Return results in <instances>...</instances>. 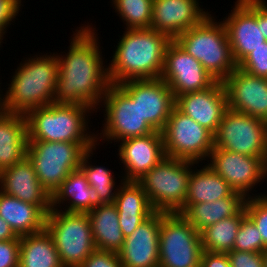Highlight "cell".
I'll return each instance as SVG.
<instances>
[{
	"mask_svg": "<svg viewBox=\"0 0 267 267\" xmlns=\"http://www.w3.org/2000/svg\"><path fill=\"white\" fill-rule=\"evenodd\" d=\"M220 19L237 66L267 40L262 31V0H236Z\"/></svg>",
	"mask_w": 267,
	"mask_h": 267,
	"instance_id": "obj_14",
	"label": "cell"
},
{
	"mask_svg": "<svg viewBox=\"0 0 267 267\" xmlns=\"http://www.w3.org/2000/svg\"><path fill=\"white\" fill-rule=\"evenodd\" d=\"M166 157L207 162L214 148V134L176 106L162 131Z\"/></svg>",
	"mask_w": 267,
	"mask_h": 267,
	"instance_id": "obj_11",
	"label": "cell"
},
{
	"mask_svg": "<svg viewBox=\"0 0 267 267\" xmlns=\"http://www.w3.org/2000/svg\"><path fill=\"white\" fill-rule=\"evenodd\" d=\"M119 86L136 102L142 116L156 131L162 132L176 106L168 84L161 78L128 80Z\"/></svg>",
	"mask_w": 267,
	"mask_h": 267,
	"instance_id": "obj_16",
	"label": "cell"
},
{
	"mask_svg": "<svg viewBox=\"0 0 267 267\" xmlns=\"http://www.w3.org/2000/svg\"><path fill=\"white\" fill-rule=\"evenodd\" d=\"M96 149L98 150L100 147L96 145L84 153L79 168L86 175L89 186L95 192L96 205L114 203L118 188L124 180L118 174L117 177L114 174L115 171H111L112 169H109V167L102 166L99 162L98 165L96 164L95 159H92L95 157Z\"/></svg>",
	"mask_w": 267,
	"mask_h": 267,
	"instance_id": "obj_30",
	"label": "cell"
},
{
	"mask_svg": "<svg viewBox=\"0 0 267 267\" xmlns=\"http://www.w3.org/2000/svg\"><path fill=\"white\" fill-rule=\"evenodd\" d=\"M217 17L213 12L210 13L174 40L197 59L213 78L223 82L235 71L237 64L231 53L224 24Z\"/></svg>",
	"mask_w": 267,
	"mask_h": 267,
	"instance_id": "obj_5",
	"label": "cell"
},
{
	"mask_svg": "<svg viewBox=\"0 0 267 267\" xmlns=\"http://www.w3.org/2000/svg\"><path fill=\"white\" fill-rule=\"evenodd\" d=\"M118 214H119V225L124 237L126 238L153 213L118 212Z\"/></svg>",
	"mask_w": 267,
	"mask_h": 267,
	"instance_id": "obj_41",
	"label": "cell"
},
{
	"mask_svg": "<svg viewBox=\"0 0 267 267\" xmlns=\"http://www.w3.org/2000/svg\"><path fill=\"white\" fill-rule=\"evenodd\" d=\"M206 163L235 192L243 194L246 198L267 195L266 190L258 189L265 181L264 186L267 185V157L246 156L225 149L213 148Z\"/></svg>",
	"mask_w": 267,
	"mask_h": 267,
	"instance_id": "obj_12",
	"label": "cell"
},
{
	"mask_svg": "<svg viewBox=\"0 0 267 267\" xmlns=\"http://www.w3.org/2000/svg\"><path fill=\"white\" fill-rule=\"evenodd\" d=\"M19 267H64L46 228L20 236Z\"/></svg>",
	"mask_w": 267,
	"mask_h": 267,
	"instance_id": "obj_29",
	"label": "cell"
},
{
	"mask_svg": "<svg viewBox=\"0 0 267 267\" xmlns=\"http://www.w3.org/2000/svg\"><path fill=\"white\" fill-rule=\"evenodd\" d=\"M200 267H231L227 253L203 251Z\"/></svg>",
	"mask_w": 267,
	"mask_h": 267,
	"instance_id": "obj_42",
	"label": "cell"
},
{
	"mask_svg": "<svg viewBox=\"0 0 267 267\" xmlns=\"http://www.w3.org/2000/svg\"><path fill=\"white\" fill-rule=\"evenodd\" d=\"M191 161L165 157L137 182L155 211L179 213L184 208Z\"/></svg>",
	"mask_w": 267,
	"mask_h": 267,
	"instance_id": "obj_8",
	"label": "cell"
},
{
	"mask_svg": "<svg viewBox=\"0 0 267 267\" xmlns=\"http://www.w3.org/2000/svg\"><path fill=\"white\" fill-rule=\"evenodd\" d=\"M20 239L0 241V267H19Z\"/></svg>",
	"mask_w": 267,
	"mask_h": 267,
	"instance_id": "obj_40",
	"label": "cell"
},
{
	"mask_svg": "<svg viewBox=\"0 0 267 267\" xmlns=\"http://www.w3.org/2000/svg\"><path fill=\"white\" fill-rule=\"evenodd\" d=\"M4 79L3 77H0V116L5 112L4 111V107H3V93H2V89L1 87H4L5 85H1L2 84V80Z\"/></svg>",
	"mask_w": 267,
	"mask_h": 267,
	"instance_id": "obj_45",
	"label": "cell"
},
{
	"mask_svg": "<svg viewBox=\"0 0 267 267\" xmlns=\"http://www.w3.org/2000/svg\"><path fill=\"white\" fill-rule=\"evenodd\" d=\"M262 31L267 40V0H262Z\"/></svg>",
	"mask_w": 267,
	"mask_h": 267,
	"instance_id": "obj_44",
	"label": "cell"
},
{
	"mask_svg": "<svg viewBox=\"0 0 267 267\" xmlns=\"http://www.w3.org/2000/svg\"><path fill=\"white\" fill-rule=\"evenodd\" d=\"M238 67L249 74L267 78V41L253 50Z\"/></svg>",
	"mask_w": 267,
	"mask_h": 267,
	"instance_id": "obj_37",
	"label": "cell"
},
{
	"mask_svg": "<svg viewBox=\"0 0 267 267\" xmlns=\"http://www.w3.org/2000/svg\"><path fill=\"white\" fill-rule=\"evenodd\" d=\"M45 228L53 238L64 267H79L96 250L87 213L51 208Z\"/></svg>",
	"mask_w": 267,
	"mask_h": 267,
	"instance_id": "obj_9",
	"label": "cell"
},
{
	"mask_svg": "<svg viewBox=\"0 0 267 267\" xmlns=\"http://www.w3.org/2000/svg\"><path fill=\"white\" fill-rule=\"evenodd\" d=\"M243 208L237 215L224 218L200 232L203 251L229 253L234 248L241 221L246 217Z\"/></svg>",
	"mask_w": 267,
	"mask_h": 267,
	"instance_id": "obj_31",
	"label": "cell"
},
{
	"mask_svg": "<svg viewBox=\"0 0 267 267\" xmlns=\"http://www.w3.org/2000/svg\"><path fill=\"white\" fill-rule=\"evenodd\" d=\"M94 113L80 104L55 102L30 110L25 115L28 141L96 143Z\"/></svg>",
	"mask_w": 267,
	"mask_h": 267,
	"instance_id": "obj_4",
	"label": "cell"
},
{
	"mask_svg": "<svg viewBox=\"0 0 267 267\" xmlns=\"http://www.w3.org/2000/svg\"><path fill=\"white\" fill-rule=\"evenodd\" d=\"M95 206V192L80 168L72 171L51 196V208L66 212L88 213Z\"/></svg>",
	"mask_w": 267,
	"mask_h": 267,
	"instance_id": "obj_24",
	"label": "cell"
},
{
	"mask_svg": "<svg viewBox=\"0 0 267 267\" xmlns=\"http://www.w3.org/2000/svg\"><path fill=\"white\" fill-rule=\"evenodd\" d=\"M228 108L267 122V78L236 67L223 81Z\"/></svg>",
	"mask_w": 267,
	"mask_h": 267,
	"instance_id": "obj_18",
	"label": "cell"
},
{
	"mask_svg": "<svg viewBox=\"0 0 267 267\" xmlns=\"http://www.w3.org/2000/svg\"><path fill=\"white\" fill-rule=\"evenodd\" d=\"M233 250L257 253L266 250L259 230L248 216L241 221Z\"/></svg>",
	"mask_w": 267,
	"mask_h": 267,
	"instance_id": "obj_34",
	"label": "cell"
},
{
	"mask_svg": "<svg viewBox=\"0 0 267 267\" xmlns=\"http://www.w3.org/2000/svg\"><path fill=\"white\" fill-rule=\"evenodd\" d=\"M262 254H263L264 267H267V249Z\"/></svg>",
	"mask_w": 267,
	"mask_h": 267,
	"instance_id": "obj_46",
	"label": "cell"
},
{
	"mask_svg": "<svg viewBox=\"0 0 267 267\" xmlns=\"http://www.w3.org/2000/svg\"><path fill=\"white\" fill-rule=\"evenodd\" d=\"M109 3L123 21V29L150 28L153 0H110Z\"/></svg>",
	"mask_w": 267,
	"mask_h": 267,
	"instance_id": "obj_32",
	"label": "cell"
},
{
	"mask_svg": "<svg viewBox=\"0 0 267 267\" xmlns=\"http://www.w3.org/2000/svg\"><path fill=\"white\" fill-rule=\"evenodd\" d=\"M27 142L25 115L4 112L0 116V171L26 156Z\"/></svg>",
	"mask_w": 267,
	"mask_h": 267,
	"instance_id": "obj_25",
	"label": "cell"
},
{
	"mask_svg": "<svg viewBox=\"0 0 267 267\" xmlns=\"http://www.w3.org/2000/svg\"><path fill=\"white\" fill-rule=\"evenodd\" d=\"M176 107L199 125L215 134L225 111L228 109L227 94L223 82L216 81L207 89L178 96Z\"/></svg>",
	"mask_w": 267,
	"mask_h": 267,
	"instance_id": "obj_20",
	"label": "cell"
},
{
	"mask_svg": "<svg viewBox=\"0 0 267 267\" xmlns=\"http://www.w3.org/2000/svg\"><path fill=\"white\" fill-rule=\"evenodd\" d=\"M244 209L259 230L267 249V195L247 198Z\"/></svg>",
	"mask_w": 267,
	"mask_h": 267,
	"instance_id": "obj_35",
	"label": "cell"
},
{
	"mask_svg": "<svg viewBox=\"0 0 267 267\" xmlns=\"http://www.w3.org/2000/svg\"><path fill=\"white\" fill-rule=\"evenodd\" d=\"M233 192L229 184L209 164L191 161V174L185 203L214 202L229 197Z\"/></svg>",
	"mask_w": 267,
	"mask_h": 267,
	"instance_id": "obj_27",
	"label": "cell"
},
{
	"mask_svg": "<svg viewBox=\"0 0 267 267\" xmlns=\"http://www.w3.org/2000/svg\"><path fill=\"white\" fill-rule=\"evenodd\" d=\"M246 199L243 194L234 191L229 197L214 202L184 203V208L179 213L196 231L201 232L207 226L237 215L245 207Z\"/></svg>",
	"mask_w": 267,
	"mask_h": 267,
	"instance_id": "obj_23",
	"label": "cell"
},
{
	"mask_svg": "<svg viewBox=\"0 0 267 267\" xmlns=\"http://www.w3.org/2000/svg\"><path fill=\"white\" fill-rule=\"evenodd\" d=\"M94 146L96 143L28 141L26 156L52 196L67 176L79 169L84 153Z\"/></svg>",
	"mask_w": 267,
	"mask_h": 267,
	"instance_id": "obj_7",
	"label": "cell"
},
{
	"mask_svg": "<svg viewBox=\"0 0 267 267\" xmlns=\"http://www.w3.org/2000/svg\"><path fill=\"white\" fill-rule=\"evenodd\" d=\"M201 0H153L151 26L172 40L199 24L212 11ZM201 3V5H200ZM200 5V6H199Z\"/></svg>",
	"mask_w": 267,
	"mask_h": 267,
	"instance_id": "obj_19",
	"label": "cell"
},
{
	"mask_svg": "<svg viewBox=\"0 0 267 267\" xmlns=\"http://www.w3.org/2000/svg\"><path fill=\"white\" fill-rule=\"evenodd\" d=\"M227 255L231 267H264L262 253L232 250Z\"/></svg>",
	"mask_w": 267,
	"mask_h": 267,
	"instance_id": "obj_39",
	"label": "cell"
},
{
	"mask_svg": "<svg viewBox=\"0 0 267 267\" xmlns=\"http://www.w3.org/2000/svg\"><path fill=\"white\" fill-rule=\"evenodd\" d=\"M16 67L5 84L8 87L1 88L5 112L26 115L54 102L59 73L56 52L46 50L23 56Z\"/></svg>",
	"mask_w": 267,
	"mask_h": 267,
	"instance_id": "obj_3",
	"label": "cell"
},
{
	"mask_svg": "<svg viewBox=\"0 0 267 267\" xmlns=\"http://www.w3.org/2000/svg\"><path fill=\"white\" fill-rule=\"evenodd\" d=\"M0 191L38 206L46 215L51 211V195L38 180L27 156L0 171Z\"/></svg>",
	"mask_w": 267,
	"mask_h": 267,
	"instance_id": "obj_21",
	"label": "cell"
},
{
	"mask_svg": "<svg viewBox=\"0 0 267 267\" xmlns=\"http://www.w3.org/2000/svg\"><path fill=\"white\" fill-rule=\"evenodd\" d=\"M108 63L111 84L161 77L165 50L172 39L152 28L124 29Z\"/></svg>",
	"mask_w": 267,
	"mask_h": 267,
	"instance_id": "obj_2",
	"label": "cell"
},
{
	"mask_svg": "<svg viewBox=\"0 0 267 267\" xmlns=\"http://www.w3.org/2000/svg\"><path fill=\"white\" fill-rule=\"evenodd\" d=\"M160 211H155L128 237L118 252L122 267H159Z\"/></svg>",
	"mask_w": 267,
	"mask_h": 267,
	"instance_id": "obj_22",
	"label": "cell"
},
{
	"mask_svg": "<svg viewBox=\"0 0 267 267\" xmlns=\"http://www.w3.org/2000/svg\"><path fill=\"white\" fill-rule=\"evenodd\" d=\"M20 239L9 224L0 217V241Z\"/></svg>",
	"mask_w": 267,
	"mask_h": 267,
	"instance_id": "obj_43",
	"label": "cell"
},
{
	"mask_svg": "<svg viewBox=\"0 0 267 267\" xmlns=\"http://www.w3.org/2000/svg\"><path fill=\"white\" fill-rule=\"evenodd\" d=\"M117 156L124 181H138L165 157L162 132L129 138L117 143ZM123 167V168H122Z\"/></svg>",
	"mask_w": 267,
	"mask_h": 267,
	"instance_id": "obj_17",
	"label": "cell"
},
{
	"mask_svg": "<svg viewBox=\"0 0 267 267\" xmlns=\"http://www.w3.org/2000/svg\"><path fill=\"white\" fill-rule=\"evenodd\" d=\"M0 217L18 236L37 233L45 228L46 214L36 205L23 202L0 191Z\"/></svg>",
	"mask_w": 267,
	"mask_h": 267,
	"instance_id": "obj_28",
	"label": "cell"
},
{
	"mask_svg": "<svg viewBox=\"0 0 267 267\" xmlns=\"http://www.w3.org/2000/svg\"><path fill=\"white\" fill-rule=\"evenodd\" d=\"M200 232L180 214L160 212L159 267H200Z\"/></svg>",
	"mask_w": 267,
	"mask_h": 267,
	"instance_id": "obj_10",
	"label": "cell"
},
{
	"mask_svg": "<svg viewBox=\"0 0 267 267\" xmlns=\"http://www.w3.org/2000/svg\"><path fill=\"white\" fill-rule=\"evenodd\" d=\"M22 0H0V43L6 44V35L8 37V29L11 24L14 25L16 20H19L17 16L22 13L23 4ZM21 11V12H20ZM6 38V39H5ZM5 41V42H3Z\"/></svg>",
	"mask_w": 267,
	"mask_h": 267,
	"instance_id": "obj_36",
	"label": "cell"
},
{
	"mask_svg": "<svg viewBox=\"0 0 267 267\" xmlns=\"http://www.w3.org/2000/svg\"><path fill=\"white\" fill-rule=\"evenodd\" d=\"M214 148L267 157V122L228 108L214 134Z\"/></svg>",
	"mask_w": 267,
	"mask_h": 267,
	"instance_id": "obj_13",
	"label": "cell"
},
{
	"mask_svg": "<svg viewBox=\"0 0 267 267\" xmlns=\"http://www.w3.org/2000/svg\"><path fill=\"white\" fill-rule=\"evenodd\" d=\"M114 204L118 212H155L142 186L136 181H123L122 184H120Z\"/></svg>",
	"mask_w": 267,
	"mask_h": 267,
	"instance_id": "obj_33",
	"label": "cell"
},
{
	"mask_svg": "<svg viewBox=\"0 0 267 267\" xmlns=\"http://www.w3.org/2000/svg\"><path fill=\"white\" fill-rule=\"evenodd\" d=\"M96 26L84 21L72 30L69 46L65 47L68 49L56 52L59 73L54 94L55 103L80 104L91 108L95 114L111 84L108 60L102 54L105 49Z\"/></svg>",
	"mask_w": 267,
	"mask_h": 267,
	"instance_id": "obj_1",
	"label": "cell"
},
{
	"mask_svg": "<svg viewBox=\"0 0 267 267\" xmlns=\"http://www.w3.org/2000/svg\"><path fill=\"white\" fill-rule=\"evenodd\" d=\"M79 267H122L118 253L95 250Z\"/></svg>",
	"mask_w": 267,
	"mask_h": 267,
	"instance_id": "obj_38",
	"label": "cell"
},
{
	"mask_svg": "<svg viewBox=\"0 0 267 267\" xmlns=\"http://www.w3.org/2000/svg\"><path fill=\"white\" fill-rule=\"evenodd\" d=\"M97 250L118 253L125 237L119 225V214L114 203L96 205L87 213Z\"/></svg>",
	"mask_w": 267,
	"mask_h": 267,
	"instance_id": "obj_26",
	"label": "cell"
},
{
	"mask_svg": "<svg viewBox=\"0 0 267 267\" xmlns=\"http://www.w3.org/2000/svg\"><path fill=\"white\" fill-rule=\"evenodd\" d=\"M98 112L99 115L103 112L102 117L104 118L101 121V129L96 131V145L99 147L104 146L103 143L106 142L105 146L114 143V146L110 147H115V144L117 145L122 140L144 136L156 131L142 118L138 103L119 85H109L95 116Z\"/></svg>",
	"mask_w": 267,
	"mask_h": 267,
	"instance_id": "obj_6",
	"label": "cell"
},
{
	"mask_svg": "<svg viewBox=\"0 0 267 267\" xmlns=\"http://www.w3.org/2000/svg\"><path fill=\"white\" fill-rule=\"evenodd\" d=\"M160 78L168 84L175 99L185 93L207 89L217 81L175 40H172L165 50Z\"/></svg>",
	"mask_w": 267,
	"mask_h": 267,
	"instance_id": "obj_15",
	"label": "cell"
}]
</instances>
